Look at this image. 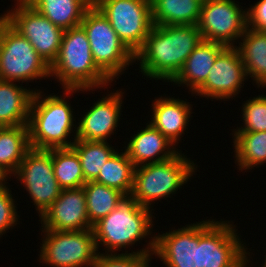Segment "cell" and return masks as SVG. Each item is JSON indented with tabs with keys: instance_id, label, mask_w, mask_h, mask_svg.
<instances>
[{
	"instance_id": "31",
	"label": "cell",
	"mask_w": 266,
	"mask_h": 267,
	"mask_svg": "<svg viewBox=\"0 0 266 267\" xmlns=\"http://www.w3.org/2000/svg\"><path fill=\"white\" fill-rule=\"evenodd\" d=\"M153 236V237H152ZM145 248L128 253H97L93 267H151L155 247V235H151Z\"/></svg>"
},
{
	"instance_id": "11",
	"label": "cell",
	"mask_w": 266,
	"mask_h": 267,
	"mask_svg": "<svg viewBox=\"0 0 266 267\" xmlns=\"http://www.w3.org/2000/svg\"><path fill=\"white\" fill-rule=\"evenodd\" d=\"M16 1V2H15ZM15 8L1 14L2 18L25 37L41 58L51 66L56 60L64 30L54 25L30 4L14 0Z\"/></svg>"
},
{
	"instance_id": "12",
	"label": "cell",
	"mask_w": 266,
	"mask_h": 267,
	"mask_svg": "<svg viewBox=\"0 0 266 267\" xmlns=\"http://www.w3.org/2000/svg\"><path fill=\"white\" fill-rule=\"evenodd\" d=\"M13 176L28 192L39 218L59 197L62 190L54 174L52 149L31 147Z\"/></svg>"
},
{
	"instance_id": "16",
	"label": "cell",
	"mask_w": 266,
	"mask_h": 267,
	"mask_svg": "<svg viewBox=\"0 0 266 267\" xmlns=\"http://www.w3.org/2000/svg\"><path fill=\"white\" fill-rule=\"evenodd\" d=\"M121 90V91H120ZM122 89L115 90L110 94L104 95L96 101L91 108L81 115L82 118L77 122L76 140L84 141H106L110 140L111 135L115 134L120 116L122 115Z\"/></svg>"
},
{
	"instance_id": "35",
	"label": "cell",
	"mask_w": 266,
	"mask_h": 267,
	"mask_svg": "<svg viewBox=\"0 0 266 267\" xmlns=\"http://www.w3.org/2000/svg\"><path fill=\"white\" fill-rule=\"evenodd\" d=\"M8 175V173H6L2 168H0V190L8 186L6 185L8 183L6 181H8L7 179L11 178Z\"/></svg>"
},
{
	"instance_id": "23",
	"label": "cell",
	"mask_w": 266,
	"mask_h": 267,
	"mask_svg": "<svg viewBox=\"0 0 266 267\" xmlns=\"http://www.w3.org/2000/svg\"><path fill=\"white\" fill-rule=\"evenodd\" d=\"M93 0H33L30 5L54 25L67 30L81 24Z\"/></svg>"
},
{
	"instance_id": "18",
	"label": "cell",
	"mask_w": 266,
	"mask_h": 267,
	"mask_svg": "<svg viewBox=\"0 0 266 267\" xmlns=\"http://www.w3.org/2000/svg\"><path fill=\"white\" fill-rule=\"evenodd\" d=\"M130 137L124 151L134 167L162 162L174 157L179 150L176 145L155 129L148 121L145 129Z\"/></svg>"
},
{
	"instance_id": "26",
	"label": "cell",
	"mask_w": 266,
	"mask_h": 267,
	"mask_svg": "<svg viewBox=\"0 0 266 267\" xmlns=\"http://www.w3.org/2000/svg\"><path fill=\"white\" fill-rule=\"evenodd\" d=\"M235 164L241 172L266 163V131L233 132Z\"/></svg>"
},
{
	"instance_id": "7",
	"label": "cell",
	"mask_w": 266,
	"mask_h": 267,
	"mask_svg": "<svg viewBox=\"0 0 266 267\" xmlns=\"http://www.w3.org/2000/svg\"><path fill=\"white\" fill-rule=\"evenodd\" d=\"M50 77V66L0 15V80L29 84Z\"/></svg>"
},
{
	"instance_id": "6",
	"label": "cell",
	"mask_w": 266,
	"mask_h": 267,
	"mask_svg": "<svg viewBox=\"0 0 266 267\" xmlns=\"http://www.w3.org/2000/svg\"><path fill=\"white\" fill-rule=\"evenodd\" d=\"M80 25L87 33L95 64L111 81H115L126 72L129 65L135 63L134 54L94 4L85 11Z\"/></svg>"
},
{
	"instance_id": "22",
	"label": "cell",
	"mask_w": 266,
	"mask_h": 267,
	"mask_svg": "<svg viewBox=\"0 0 266 267\" xmlns=\"http://www.w3.org/2000/svg\"><path fill=\"white\" fill-rule=\"evenodd\" d=\"M238 49L241 60L244 63L248 78L257 85V87H266V32L257 31L249 27L240 37Z\"/></svg>"
},
{
	"instance_id": "30",
	"label": "cell",
	"mask_w": 266,
	"mask_h": 267,
	"mask_svg": "<svg viewBox=\"0 0 266 267\" xmlns=\"http://www.w3.org/2000/svg\"><path fill=\"white\" fill-rule=\"evenodd\" d=\"M55 178L62 189L80 188L86 183L80 159L72 147L52 149Z\"/></svg>"
},
{
	"instance_id": "2",
	"label": "cell",
	"mask_w": 266,
	"mask_h": 267,
	"mask_svg": "<svg viewBox=\"0 0 266 267\" xmlns=\"http://www.w3.org/2000/svg\"><path fill=\"white\" fill-rule=\"evenodd\" d=\"M63 90L64 95L62 94V96H56L54 93L47 96L40 88L35 89L27 125L29 142L32 148L50 150L68 148L74 144L77 125L74 118L75 115L73 114L74 110L71 104H69V100L67 102L66 97L69 99L76 92H90L91 89L64 88ZM71 133L73 134L71 135ZM70 136L74 138L71 137V140Z\"/></svg>"
},
{
	"instance_id": "20",
	"label": "cell",
	"mask_w": 266,
	"mask_h": 267,
	"mask_svg": "<svg viewBox=\"0 0 266 267\" xmlns=\"http://www.w3.org/2000/svg\"><path fill=\"white\" fill-rule=\"evenodd\" d=\"M225 47L216 42L202 40L191 52L171 83L179 87L186 85L191 95L194 94L205 83L212 65Z\"/></svg>"
},
{
	"instance_id": "3",
	"label": "cell",
	"mask_w": 266,
	"mask_h": 267,
	"mask_svg": "<svg viewBox=\"0 0 266 267\" xmlns=\"http://www.w3.org/2000/svg\"><path fill=\"white\" fill-rule=\"evenodd\" d=\"M50 76L58 79L63 89L96 91L107 89L112 83L95 64L87 33L81 25L64 30L58 56L50 66Z\"/></svg>"
},
{
	"instance_id": "19",
	"label": "cell",
	"mask_w": 266,
	"mask_h": 267,
	"mask_svg": "<svg viewBox=\"0 0 266 267\" xmlns=\"http://www.w3.org/2000/svg\"><path fill=\"white\" fill-rule=\"evenodd\" d=\"M153 101L149 123L177 146L192 118V104L162 95Z\"/></svg>"
},
{
	"instance_id": "29",
	"label": "cell",
	"mask_w": 266,
	"mask_h": 267,
	"mask_svg": "<svg viewBox=\"0 0 266 267\" xmlns=\"http://www.w3.org/2000/svg\"><path fill=\"white\" fill-rule=\"evenodd\" d=\"M86 195L89 222L93 226L100 219L110 214L116 207L123 193L117 189L88 181L83 185Z\"/></svg>"
},
{
	"instance_id": "25",
	"label": "cell",
	"mask_w": 266,
	"mask_h": 267,
	"mask_svg": "<svg viewBox=\"0 0 266 267\" xmlns=\"http://www.w3.org/2000/svg\"><path fill=\"white\" fill-rule=\"evenodd\" d=\"M153 25H196L201 4L194 0H151Z\"/></svg>"
},
{
	"instance_id": "1",
	"label": "cell",
	"mask_w": 266,
	"mask_h": 267,
	"mask_svg": "<svg viewBox=\"0 0 266 267\" xmlns=\"http://www.w3.org/2000/svg\"><path fill=\"white\" fill-rule=\"evenodd\" d=\"M202 40L196 25H153L134 61L144 77L171 82Z\"/></svg>"
},
{
	"instance_id": "33",
	"label": "cell",
	"mask_w": 266,
	"mask_h": 267,
	"mask_svg": "<svg viewBox=\"0 0 266 267\" xmlns=\"http://www.w3.org/2000/svg\"><path fill=\"white\" fill-rule=\"evenodd\" d=\"M11 188L5 187L0 190V238L19 224L16 201L11 194Z\"/></svg>"
},
{
	"instance_id": "32",
	"label": "cell",
	"mask_w": 266,
	"mask_h": 267,
	"mask_svg": "<svg viewBox=\"0 0 266 267\" xmlns=\"http://www.w3.org/2000/svg\"><path fill=\"white\" fill-rule=\"evenodd\" d=\"M243 126L233 129V132L266 131V95L249 98L242 104Z\"/></svg>"
},
{
	"instance_id": "17",
	"label": "cell",
	"mask_w": 266,
	"mask_h": 267,
	"mask_svg": "<svg viewBox=\"0 0 266 267\" xmlns=\"http://www.w3.org/2000/svg\"><path fill=\"white\" fill-rule=\"evenodd\" d=\"M83 187L62 189L59 197L40 217L41 230L83 231L92 229Z\"/></svg>"
},
{
	"instance_id": "10",
	"label": "cell",
	"mask_w": 266,
	"mask_h": 267,
	"mask_svg": "<svg viewBox=\"0 0 266 267\" xmlns=\"http://www.w3.org/2000/svg\"><path fill=\"white\" fill-rule=\"evenodd\" d=\"M124 45L135 54L153 27L151 0H93Z\"/></svg>"
},
{
	"instance_id": "9",
	"label": "cell",
	"mask_w": 266,
	"mask_h": 267,
	"mask_svg": "<svg viewBox=\"0 0 266 267\" xmlns=\"http://www.w3.org/2000/svg\"><path fill=\"white\" fill-rule=\"evenodd\" d=\"M41 231L40 263L49 267H93L98 253L93 229Z\"/></svg>"
},
{
	"instance_id": "15",
	"label": "cell",
	"mask_w": 266,
	"mask_h": 267,
	"mask_svg": "<svg viewBox=\"0 0 266 267\" xmlns=\"http://www.w3.org/2000/svg\"><path fill=\"white\" fill-rule=\"evenodd\" d=\"M153 255L165 267H201L200 222L155 234Z\"/></svg>"
},
{
	"instance_id": "24",
	"label": "cell",
	"mask_w": 266,
	"mask_h": 267,
	"mask_svg": "<svg viewBox=\"0 0 266 267\" xmlns=\"http://www.w3.org/2000/svg\"><path fill=\"white\" fill-rule=\"evenodd\" d=\"M30 148L27 125L2 127L0 129V168L13 177Z\"/></svg>"
},
{
	"instance_id": "4",
	"label": "cell",
	"mask_w": 266,
	"mask_h": 267,
	"mask_svg": "<svg viewBox=\"0 0 266 267\" xmlns=\"http://www.w3.org/2000/svg\"><path fill=\"white\" fill-rule=\"evenodd\" d=\"M152 210L138 204L131 194L123 195L117 207L93 225L97 252L104 246L105 253H118L150 238L154 226Z\"/></svg>"
},
{
	"instance_id": "27",
	"label": "cell",
	"mask_w": 266,
	"mask_h": 267,
	"mask_svg": "<svg viewBox=\"0 0 266 267\" xmlns=\"http://www.w3.org/2000/svg\"><path fill=\"white\" fill-rule=\"evenodd\" d=\"M134 168L126 152L119 153L117 150L104 164L94 181L128 195L133 187Z\"/></svg>"
},
{
	"instance_id": "38",
	"label": "cell",
	"mask_w": 266,
	"mask_h": 267,
	"mask_svg": "<svg viewBox=\"0 0 266 267\" xmlns=\"http://www.w3.org/2000/svg\"><path fill=\"white\" fill-rule=\"evenodd\" d=\"M264 264L261 267H266V262H263Z\"/></svg>"
},
{
	"instance_id": "13",
	"label": "cell",
	"mask_w": 266,
	"mask_h": 267,
	"mask_svg": "<svg viewBox=\"0 0 266 267\" xmlns=\"http://www.w3.org/2000/svg\"><path fill=\"white\" fill-rule=\"evenodd\" d=\"M242 8L235 0H209L201 5L196 26L202 39L224 46H236L235 42L240 41L247 28L246 9Z\"/></svg>"
},
{
	"instance_id": "21",
	"label": "cell",
	"mask_w": 266,
	"mask_h": 267,
	"mask_svg": "<svg viewBox=\"0 0 266 267\" xmlns=\"http://www.w3.org/2000/svg\"><path fill=\"white\" fill-rule=\"evenodd\" d=\"M34 89L0 80V123L3 127L28 125Z\"/></svg>"
},
{
	"instance_id": "28",
	"label": "cell",
	"mask_w": 266,
	"mask_h": 267,
	"mask_svg": "<svg viewBox=\"0 0 266 267\" xmlns=\"http://www.w3.org/2000/svg\"><path fill=\"white\" fill-rule=\"evenodd\" d=\"M71 147L80 159L86 182L94 181L107 160L118 150L106 141L75 140Z\"/></svg>"
},
{
	"instance_id": "34",
	"label": "cell",
	"mask_w": 266,
	"mask_h": 267,
	"mask_svg": "<svg viewBox=\"0 0 266 267\" xmlns=\"http://www.w3.org/2000/svg\"><path fill=\"white\" fill-rule=\"evenodd\" d=\"M247 27L266 32V0H259L246 10Z\"/></svg>"
},
{
	"instance_id": "36",
	"label": "cell",
	"mask_w": 266,
	"mask_h": 267,
	"mask_svg": "<svg viewBox=\"0 0 266 267\" xmlns=\"http://www.w3.org/2000/svg\"><path fill=\"white\" fill-rule=\"evenodd\" d=\"M196 2H198L201 5H204L205 3H207L209 0H194Z\"/></svg>"
},
{
	"instance_id": "8",
	"label": "cell",
	"mask_w": 266,
	"mask_h": 267,
	"mask_svg": "<svg viewBox=\"0 0 266 267\" xmlns=\"http://www.w3.org/2000/svg\"><path fill=\"white\" fill-rule=\"evenodd\" d=\"M230 221H200L201 267H251V252Z\"/></svg>"
},
{
	"instance_id": "14",
	"label": "cell",
	"mask_w": 266,
	"mask_h": 267,
	"mask_svg": "<svg viewBox=\"0 0 266 267\" xmlns=\"http://www.w3.org/2000/svg\"><path fill=\"white\" fill-rule=\"evenodd\" d=\"M247 80L249 79L238 49L235 46H226L217 56L205 83L194 94L212 101H228L240 94Z\"/></svg>"
},
{
	"instance_id": "37",
	"label": "cell",
	"mask_w": 266,
	"mask_h": 267,
	"mask_svg": "<svg viewBox=\"0 0 266 267\" xmlns=\"http://www.w3.org/2000/svg\"><path fill=\"white\" fill-rule=\"evenodd\" d=\"M21 2H24V3H27V4H30L33 0H20Z\"/></svg>"
},
{
	"instance_id": "5",
	"label": "cell",
	"mask_w": 266,
	"mask_h": 267,
	"mask_svg": "<svg viewBox=\"0 0 266 267\" xmlns=\"http://www.w3.org/2000/svg\"><path fill=\"white\" fill-rule=\"evenodd\" d=\"M197 167L181 150L168 160L135 167L130 194L138 204L151 209L155 201L171 197L191 181Z\"/></svg>"
}]
</instances>
